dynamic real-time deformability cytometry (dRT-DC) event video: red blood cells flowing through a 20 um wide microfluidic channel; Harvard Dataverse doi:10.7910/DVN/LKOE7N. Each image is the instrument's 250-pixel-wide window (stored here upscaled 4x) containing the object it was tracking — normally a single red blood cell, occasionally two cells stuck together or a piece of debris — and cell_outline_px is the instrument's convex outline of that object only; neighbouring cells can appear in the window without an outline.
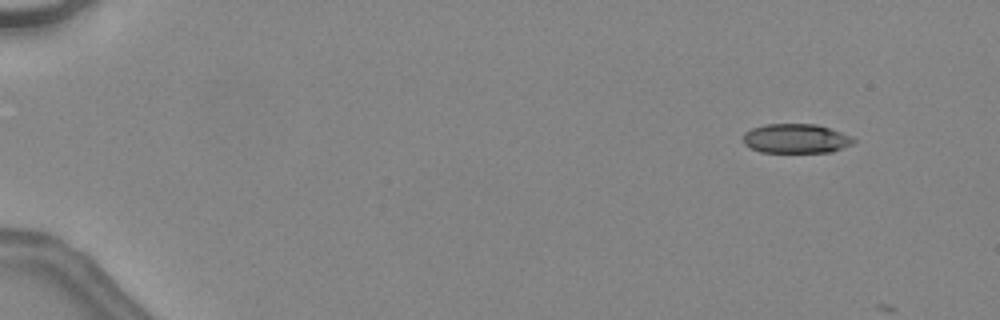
{"species": "common noctule bat (a hibernating species)", "species_latin": "Nyctalus noctula", "temperature_condition": "warm", "stored_images_in_passage": 8, "camera_frame_rate_fps": 3000, "um_per_image_px": 0.085, "animal": {"sex": "female", "body_mass_g": 24.6, "forearm_length_mm": 56.2}, "frame": {"image": 1, "passage_image": 6, "time_ms": 1.667, "image_size_px": [1000, 320], "cell_outline_px": [[856, 140], [852, 144], [844, 148], [832, 152], [760, 152], [744, 144], [744, 132], [752, 128], [764, 124], [816, 124], [852, 136]], "centroid_in_image_um": [67.67, 11.78], "position_along_channel_um": 17.3, "area_um2": 18.9}}